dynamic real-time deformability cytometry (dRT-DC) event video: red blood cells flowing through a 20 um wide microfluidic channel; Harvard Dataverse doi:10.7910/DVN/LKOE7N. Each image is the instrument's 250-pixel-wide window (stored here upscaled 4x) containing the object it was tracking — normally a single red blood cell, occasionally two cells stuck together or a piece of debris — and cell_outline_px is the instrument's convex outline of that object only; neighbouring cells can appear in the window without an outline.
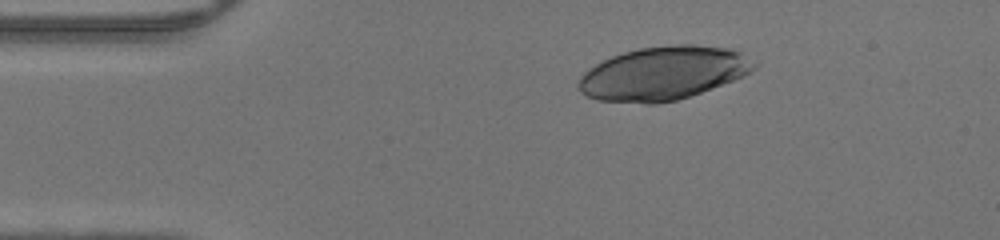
{"species": "human", "species_latin": "Homo sapiens", "temperature_condition": "warm", "stored_images_in_passage": 40, "camera_frame_rate_fps": 3000, "um_per_image_px": 0.085, "donor": {"sex": "male"}, "frame": {"image": 1, "passage_image": 1, "time_ms": 0.0, "image_size_px": [1000, 240], "cell_outline_px": [[760, 64], [756, 68], [732, 80], [700, 92], [676, 100], [656, 104], [644, 104], [600, 100], [588, 96], [580, 92], [576, 84], [580, 76], [588, 68], [612, 56], [624, 52], [640, 48], [668, 44], [692, 44], [728, 48], [740, 52]], "centroid_in_image_um": [56.35, 6.22], "position_along_channel_um": 28.7, "area_um2": 54.62}}
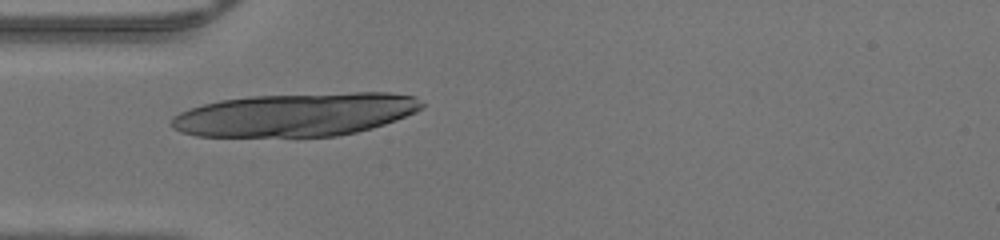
{"frame": {"image": 2, "passage_image": 7, "time_ms": 2.0, "image_size_px": [1000, 240], "cell_outline_px": [[424, 108], [416, 112], [396, 120], [372, 128], [356, 132], [336, 136], [196, 136], [180, 132], [172, 128], [168, 124], [172, 116], [188, 108], [220, 100], [252, 96], [352, 92], [388, 92], [416, 96], [424, 104]], "centroid_in_image_um": [25.13, 9.74], "position_along_channel_um": 59.9, "area_um2": 63.46}}
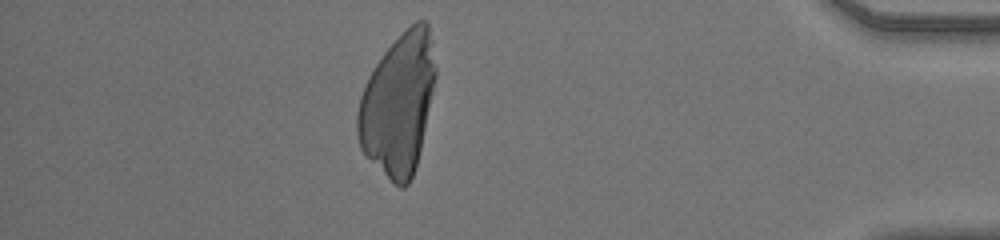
{"frame": {"image": 3, "passage_image": 34, "time_ms": 11.0, "image_size_px": [1000, 240], "cell_outline_px": [[436, 76], [420, 148], [416, 164], [412, 176], [408, 184], [404, 188], [400, 188], [364, 156], [360, 148], [356, 132], [356, 116], [360, 96], [368, 76], [384, 52], [416, 20], [424, 20], [428, 24], [432, 40], [436, 68]], "centroid_in_image_um": [33.82, 8.86], "position_along_channel_um": 401.4, "area_um2": 63.52}}